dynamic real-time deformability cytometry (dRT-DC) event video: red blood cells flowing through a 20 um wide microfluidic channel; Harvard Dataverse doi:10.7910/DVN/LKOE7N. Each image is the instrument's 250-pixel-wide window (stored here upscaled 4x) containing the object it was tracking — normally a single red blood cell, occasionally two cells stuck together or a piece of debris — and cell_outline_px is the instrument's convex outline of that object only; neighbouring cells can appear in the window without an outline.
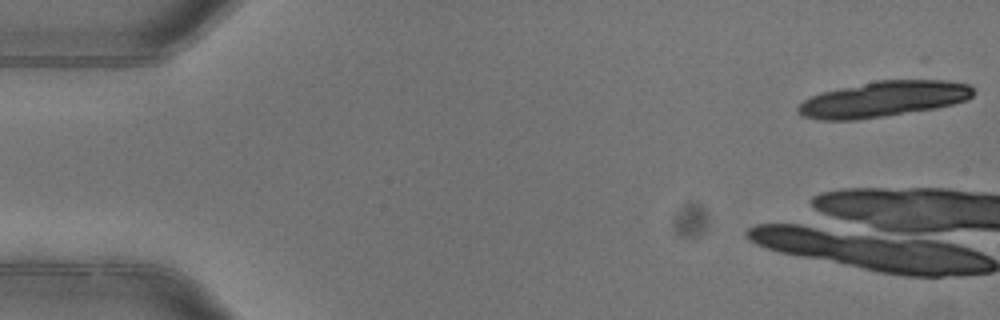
{"species": "common noctule bat (a hibernating species)", "species_latin": "Nyctalus noctula", "temperature_condition": "warm", "stored_images_in_passage": 3, "camera_frame_rate_fps": 3000, "um_per_image_px": 0.085, "animal": {"sex": "female"}, "frame": {"image": 1, "passage_image": 1, "time_ms": 0.0, "image_size_px": [1000, 320], "cell_outline_px": [[976, 92], [968, 100], [936, 108], [884, 116], [856, 120], [816, 120], [804, 116], [796, 108], [804, 100], [812, 96], [824, 92], [840, 88], [876, 80], [948, 80], [968, 84]], "centroid_in_image_um": [75.13, 8.42], "position_along_channel_um": 9.9, "area_um2": 36.3}}